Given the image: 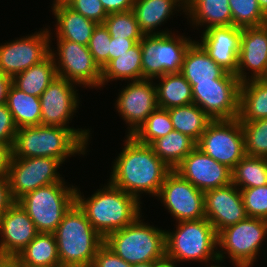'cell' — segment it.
<instances>
[{
    "label": "cell",
    "instance_id": "55",
    "mask_svg": "<svg viewBox=\"0 0 267 267\" xmlns=\"http://www.w3.org/2000/svg\"><path fill=\"white\" fill-rule=\"evenodd\" d=\"M221 262L220 261H218V262H216V263H214V264H211V265H207V266H205V267H227V266H221V264H220Z\"/></svg>",
    "mask_w": 267,
    "mask_h": 267
},
{
    "label": "cell",
    "instance_id": "39",
    "mask_svg": "<svg viewBox=\"0 0 267 267\" xmlns=\"http://www.w3.org/2000/svg\"><path fill=\"white\" fill-rule=\"evenodd\" d=\"M241 125L246 155L267 158V118Z\"/></svg>",
    "mask_w": 267,
    "mask_h": 267
},
{
    "label": "cell",
    "instance_id": "11",
    "mask_svg": "<svg viewBox=\"0 0 267 267\" xmlns=\"http://www.w3.org/2000/svg\"><path fill=\"white\" fill-rule=\"evenodd\" d=\"M62 163L51 157H12L8 172L10 194L18 201L25 194L39 187L61 182L58 172Z\"/></svg>",
    "mask_w": 267,
    "mask_h": 267
},
{
    "label": "cell",
    "instance_id": "35",
    "mask_svg": "<svg viewBox=\"0 0 267 267\" xmlns=\"http://www.w3.org/2000/svg\"><path fill=\"white\" fill-rule=\"evenodd\" d=\"M231 174L232 184L239 189L267 185V158L245 155Z\"/></svg>",
    "mask_w": 267,
    "mask_h": 267
},
{
    "label": "cell",
    "instance_id": "18",
    "mask_svg": "<svg viewBox=\"0 0 267 267\" xmlns=\"http://www.w3.org/2000/svg\"><path fill=\"white\" fill-rule=\"evenodd\" d=\"M37 234L25 209L14 201L0 216V258H15Z\"/></svg>",
    "mask_w": 267,
    "mask_h": 267
},
{
    "label": "cell",
    "instance_id": "9",
    "mask_svg": "<svg viewBox=\"0 0 267 267\" xmlns=\"http://www.w3.org/2000/svg\"><path fill=\"white\" fill-rule=\"evenodd\" d=\"M56 41V45L50 43L49 53L53 57L57 77L66 79L85 89H101V69L95 63L88 46L68 40ZM51 46L57 47L52 48Z\"/></svg>",
    "mask_w": 267,
    "mask_h": 267
},
{
    "label": "cell",
    "instance_id": "52",
    "mask_svg": "<svg viewBox=\"0 0 267 267\" xmlns=\"http://www.w3.org/2000/svg\"><path fill=\"white\" fill-rule=\"evenodd\" d=\"M0 267H23L14 258H0Z\"/></svg>",
    "mask_w": 267,
    "mask_h": 267
},
{
    "label": "cell",
    "instance_id": "5",
    "mask_svg": "<svg viewBox=\"0 0 267 267\" xmlns=\"http://www.w3.org/2000/svg\"><path fill=\"white\" fill-rule=\"evenodd\" d=\"M175 223L173 231L165 229L168 258L179 263L200 262L206 266L219 261L217 232L207 218Z\"/></svg>",
    "mask_w": 267,
    "mask_h": 267
},
{
    "label": "cell",
    "instance_id": "45",
    "mask_svg": "<svg viewBox=\"0 0 267 267\" xmlns=\"http://www.w3.org/2000/svg\"><path fill=\"white\" fill-rule=\"evenodd\" d=\"M91 267H133L121 259L105 243L97 250Z\"/></svg>",
    "mask_w": 267,
    "mask_h": 267
},
{
    "label": "cell",
    "instance_id": "20",
    "mask_svg": "<svg viewBox=\"0 0 267 267\" xmlns=\"http://www.w3.org/2000/svg\"><path fill=\"white\" fill-rule=\"evenodd\" d=\"M266 74L267 25L243 28L236 71L237 78L242 83L252 79H263Z\"/></svg>",
    "mask_w": 267,
    "mask_h": 267
},
{
    "label": "cell",
    "instance_id": "17",
    "mask_svg": "<svg viewBox=\"0 0 267 267\" xmlns=\"http://www.w3.org/2000/svg\"><path fill=\"white\" fill-rule=\"evenodd\" d=\"M197 189L205 192L232 183V170L196 147L174 169Z\"/></svg>",
    "mask_w": 267,
    "mask_h": 267
},
{
    "label": "cell",
    "instance_id": "28",
    "mask_svg": "<svg viewBox=\"0 0 267 267\" xmlns=\"http://www.w3.org/2000/svg\"><path fill=\"white\" fill-rule=\"evenodd\" d=\"M154 81L159 108L168 110L193 103L192 86L180 72L165 73Z\"/></svg>",
    "mask_w": 267,
    "mask_h": 267
},
{
    "label": "cell",
    "instance_id": "29",
    "mask_svg": "<svg viewBox=\"0 0 267 267\" xmlns=\"http://www.w3.org/2000/svg\"><path fill=\"white\" fill-rule=\"evenodd\" d=\"M141 46L137 42L118 58L110 60L101 70L102 87L114 81H136L142 79Z\"/></svg>",
    "mask_w": 267,
    "mask_h": 267
},
{
    "label": "cell",
    "instance_id": "13",
    "mask_svg": "<svg viewBox=\"0 0 267 267\" xmlns=\"http://www.w3.org/2000/svg\"><path fill=\"white\" fill-rule=\"evenodd\" d=\"M156 199L160 200L175 222L205 218L204 192L175 170L165 177Z\"/></svg>",
    "mask_w": 267,
    "mask_h": 267
},
{
    "label": "cell",
    "instance_id": "38",
    "mask_svg": "<svg viewBox=\"0 0 267 267\" xmlns=\"http://www.w3.org/2000/svg\"><path fill=\"white\" fill-rule=\"evenodd\" d=\"M111 38L133 39L140 42L144 36L133 10L108 14L104 21Z\"/></svg>",
    "mask_w": 267,
    "mask_h": 267
},
{
    "label": "cell",
    "instance_id": "8",
    "mask_svg": "<svg viewBox=\"0 0 267 267\" xmlns=\"http://www.w3.org/2000/svg\"><path fill=\"white\" fill-rule=\"evenodd\" d=\"M68 183L63 179L39 187L17 201L33 221L38 233H54L65 213L75 203L77 186Z\"/></svg>",
    "mask_w": 267,
    "mask_h": 267
},
{
    "label": "cell",
    "instance_id": "51",
    "mask_svg": "<svg viewBox=\"0 0 267 267\" xmlns=\"http://www.w3.org/2000/svg\"><path fill=\"white\" fill-rule=\"evenodd\" d=\"M177 261L168 258L165 256L164 258L157 260L154 262V267H177Z\"/></svg>",
    "mask_w": 267,
    "mask_h": 267
},
{
    "label": "cell",
    "instance_id": "21",
    "mask_svg": "<svg viewBox=\"0 0 267 267\" xmlns=\"http://www.w3.org/2000/svg\"><path fill=\"white\" fill-rule=\"evenodd\" d=\"M200 40H196L208 55L228 73L235 74L241 45L242 28L229 26L211 27L199 30Z\"/></svg>",
    "mask_w": 267,
    "mask_h": 267
},
{
    "label": "cell",
    "instance_id": "47",
    "mask_svg": "<svg viewBox=\"0 0 267 267\" xmlns=\"http://www.w3.org/2000/svg\"><path fill=\"white\" fill-rule=\"evenodd\" d=\"M107 14L125 12L133 9L135 0H100Z\"/></svg>",
    "mask_w": 267,
    "mask_h": 267
},
{
    "label": "cell",
    "instance_id": "36",
    "mask_svg": "<svg viewBox=\"0 0 267 267\" xmlns=\"http://www.w3.org/2000/svg\"><path fill=\"white\" fill-rule=\"evenodd\" d=\"M174 130L167 109L157 107L132 135L139 143L150 145L153 141L168 135Z\"/></svg>",
    "mask_w": 267,
    "mask_h": 267
},
{
    "label": "cell",
    "instance_id": "48",
    "mask_svg": "<svg viewBox=\"0 0 267 267\" xmlns=\"http://www.w3.org/2000/svg\"><path fill=\"white\" fill-rule=\"evenodd\" d=\"M8 176L0 177V216L9 208L13 203Z\"/></svg>",
    "mask_w": 267,
    "mask_h": 267
},
{
    "label": "cell",
    "instance_id": "54",
    "mask_svg": "<svg viewBox=\"0 0 267 267\" xmlns=\"http://www.w3.org/2000/svg\"><path fill=\"white\" fill-rule=\"evenodd\" d=\"M133 267H154V262L144 263V264H135Z\"/></svg>",
    "mask_w": 267,
    "mask_h": 267
},
{
    "label": "cell",
    "instance_id": "40",
    "mask_svg": "<svg viewBox=\"0 0 267 267\" xmlns=\"http://www.w3.org/2000/svg\"><path fill=\"white\" fill-rule=\"evenodd\" d=\"M142 79L154 80L165 74L157 61L155 51L157 48V35H144L140 41Z\"/></svg>",
    "mask_w": 267,
    "mask_h": 267
},
{
    "label": "cell",
    "instance_id": "43",
    "mask_svg": "<svg viewBox=\"0 0 267 267\" xmlns=\"http://www.w3.org/2000/svg\"><path fill=\"white\" fill-rule=\"evenodd\" d=\"M70 8L97 24H103L107 12L100 0H63Z\"/></svg>",
    "mask_w": 267,
    "mask_h": 267
},
{
    "label": "cell",
    "instance_id": "42",
    "mask_svg": "<svg viewBox=\"0 0 267 267\" xmlns=\"http://www.w3.org/2000/svg\"><path fill=\"white\" fill-rule=\"evenodd\" d=\"M110 42L111 36L107 27L104 23L97 24L90 38L88 49L101 70L109 62Z\"/></svg>",
    "mask_w": 267,
    "mask_h": 267
},
{
    "label": "cell",
    "instance_id": "53",
    "mask_svg": "<svg viewBox=\"0 0 267 267\" xmlns=\"http://www.w3.org/2000/svg\"><path fill=\"white\" fill-rule=\"evenodd\" d=\"M262 12L267 16V0H257Z\"/></svg>",
    "mask_w": 267,
    "mask_h": 267
},
{
    "label": "cell",
    "instance_id": "30",
    "mask_svg": "<svg viewBox=\"0 0 267 267\" xmlns=\"http://www.w3.org/2000/svg\"><path fill=\"white\" fill-rule=\"evenodd\" d=\"M56 78V66L53 57L49 54L40 63L16 74L12 78V84L28 95L40 97Z\"/></svg>",
    "mask_w": 267,
    "mask_h": 267
},
{
    "label": "cell",
    "instance_id": "50",
    "mask_svg": "<svg viewBox=\"0 0 267 267\" xmlns=\"http://www.w3.org/2000/svg\"><path fill=\"white\" fill-rule=\"evenodd\" d=\"M12 85V78L0 72V105L5 104L7 94Z\"/></svg>",
    "mask_w": 267,
    "mask_h": 267
},
{
    "label": "cell",
    "instance_id": "34",
    "mask_svg": "<svg viewBox=\"0 0 267 267\" xmlns=\"http://www.w3.org/2000/svg\"><path fill=\"white\" fill-rule=\"evenodd\" d=\"M174 130L190 136L196 142L212 119L196 104L168 109Z\"/></svg>",
    "mask_w": 267,
    "mask_h": 267
},
{
    "label": "cell",
    "instance_id": "37",
    "mask_svg": "<svg viewBox=\"0 0 267 267\" xmlns=\"http://www.w3.org/2000/svg\"><path fill=\"white\" fill-rule=\"evenodd\" d=\"M232 25L238 28L256 27L266 24L267 16L257 0H229Z\"/></svg>",
    "mask_w": 267,
    "mask_h": 267
},
{
    "label": "cell",
    "instance_id": "32",
    "mask_svg": "<svg viewBox=\"0 0 267 267\" xmlns=\"http://www.w3.org/2000/svg\"><path fill=\"white\" fill-rule=\"evenodd\" d=\"M6 105L17 128L41 125L39 97L28 95L12 84L7 94Z\"/></svg>",
    "mask_w": 267,
    "mask_h": 267
},
{
    "label": "cell",
    "instance_id": "27",
    "mask_svg": "<svg viewBox=\"0 0 267 267\" xmlns=\"http://www.w3.org/2000/svg\"><path fill=\"white\" fill-rule=\"evenodd\" d=\"M14 259L23 267L61 266L54 233H38Z\"/></svg>",
    "mask_w": 267,
    "mask_h": 267
},
{
    "label": "cell",
    "instance_id": "41",
    "mask_svg": "<svg viewBox=\"0 0 267 267\" xmlns=\"http://www.w3.org/2000/svg\"><path fill=\"white\" fill-rule=\"evenodd\" d=\"M240 191L247 216L267 220V185Z\"/></svg>",
    "mask_w": 267,
    "mask_h": 267
},
{
    "label": "cell",
    "instance_id": "14",
    "mask_svg": "<svg viewBox=\"0 0 267 267\" xmlns=\"http://www.w3.org/2000/svg\"><path fill=\"white\" fill-rule=\"evenodd\" d=\"M39 30L0 43V72L13 78L50 54L49 29L44 27Z\"/></svg>",
    "mask_w": 267,
    "mask_h": 267
},
{
    "label": "cell",
    "instance_id": "12",
    "mask_svg": "<svg viewBox=\"0 0 267 267\" xmlns=\"http://www.w3.org/2000/svg\"><path fill=\"white\" fill-rule=\"evenodd\" d=\"M240 84L231 73L215 82L191 84L193 103L212 120L238 118Z\"/></svg>",
    "mask_w": 267,
    "mask_h": 267
},
{
    "label": "cell",
    "instance_id": "33",
    "mask_svg": "<svg viewBox=\"0 0 267 267\" xmlns=\"http://www.w3.org/2000/svg\"><path fill=\"white\" fill-rule=\"evenodd\" d=\"M150 146L154 153L172 170L197 147L190 136L172 130L168 135L153 141Z\"/></svg>",
    "mask_w": 267,
    "mask_h": 267
},
{
    "label": "cell",
    "instance_id": "19",
    "mask_svg": "<svg viewBox=\"0 0 267 267\" xmlns=\"http://www.w3.org/2000/svg\"><path fill=\"white\" fill-rule=\"evenodd\" d=\"M204 205L205 218L211 222L217 233L248 217L241 191L232 183L205 191Z\"/></svg>",
    "mask_w": 267,
    "mask_h": 267
},
{
    "label": "cell",
    "instance_id": "56",
    "mask_svg": "<svg viewBox=\"0 0 267 267\" xmlns=\"http://www.w3.org/2000/svg\"><path fill=\"white\" fill-rule=\"evenodd\" d=\"M263 79L267 81V74L265 75V77Z\"/></svg>",
    "mask_w": 267,
    "mask_h": 267
},
{
    "label": "cell",
    "instance_id": "7",
    "mask_svg": "<svg viewBox=\"0 0 267 267\" xmlns=\"http://www.w3.org/2000/svg\"><path fill=\"white\" fill-rule=\"evenodd\" d=\"M266 239L267 220L247 217L217 233L218 260L222 264L229 258L234 267H253L260 252L266 257L262 248Z\"/></svg>",
    "mask_w": 267,
    "mask_h": 267
},
{
    "label": "cell",
    "instance_id": "46",
    "mask_svg": "<svg viewBox=\"0 0 267 267\" xmlns=\"http://www.w3.org/2000/svg\"><path fill=\"white\" fill-rule=\"evenodd\" d=\"M136 42L133 39L127 38H111L110 50H109V61L118 58V56L128 51L133 47Z\"/></svg>",
    "mask_w": 267,
    "mask_h": 267
},
{
    "label": "cell",
    "instance_id": "1",
    "mask_svg": "<svg viewBox=\"0 0 267 267\" xmlns=\"http://www.w3.org/2000/svg\"><path fill=\"white\" fill-rule=\"evenodd\" d=\"M124 137V147L112 161L107 180L140 202L144 194L156 198L172 169L154 153L150 145L139 143L133 136Z\"/></svg>",
    "mask_w": 267,
    "mask_h": 267
},
{
    "label": "cell",
    "instance_id": "31",
    "mask_svg": "<svg viewBox=\"0 0 267 267\" xmlns=\"http://www.w3.org/2000/svg\"><path fill=\"white\" fill-rule=\"evenodd\" d=\"M177 34V35H176ZM157 35L155 55L165 73H179L184 54L194 41L190 36L178 33Z\"/></svg>",
    "mask_w": 267,
    "mask_h": 267
},
{
    "label": "cell",
    "instance_id": "24",
    "mask_svg": "<svg viewBox=\"0 0 267 267\" xmlns=\"http://www.w3.org/2000/svg\"><path fill=\"white\" fill-rule=\"evenodd\" d=\"M180 73L190 84L215 82L229 73L219 66L196 41L187 48Z\"/></svg>",
    "mask_w": 267,
    "mask_h": 267
},
{
    "label": "cell",
    "instance_id": "25",
    "mask_svg": "<svg viewBox=\"0 0 267 267\" xmlns=\"http://www.w3.org/2000/svg\"><path fill=\"white\" fill-rule=\"evenodd\" d=\"M185 15L196 30L232 25L229 0H185Z\"/></svg>",
    "mask_w": 267,
    "mask_h": 267
},
{
    "label": "cell",
    "instance_id": "22",
    "mask_svg": "<svg viewBox=\"0 0 267 267\" xmlns=\"http://www.w3.org/2000/svg\"><path fill=\"white\" fill-rule=\"evenodd\" d=\"M51 12L55 18V32L49 29V40H68L88 46L97 23L70 8L64 1L52 2ZM54 35V36H52ZM54 37V38H52ZM56 37V38H55Z\"/></svg>",
    "mask_w": 267,
    "mask_h": 267
},
{
    "label": "cell",
    "instance_id": "26",
    "mask_svg": "<svg viewBox=\"0 0 267 267\" xmlns=\"http://www.w3.org/2000/svg\"><path fill=\"white\" fill-rule=\"evenodd\" d=\"M267 118V81L252 79L240 84L239 114L240 122H251Z\"/></svg>",
    "mask_w": 267,
    "mask_h": 267
},
{
    "label": "cell",
    "instance_id": "16",
    "mask_svg": "<svg viewBox=\"0 0 267 267\" xmlns=\"http://www.w3.org/2000/svg\"><path fill=\"white\" fill-rule=\"evenodd\" d=\"M77 84L66 79L57 77L41 94V125L64 128L76 116L80 108V93ZM78 91V92H77Z\"/></svg>",
    "mask_w": 267,
    "mask_h": 267
},
{
    "label": "cell",
    "instance_id": "3",
    "mask_svg": "<svg viewBox=\"0 0 267 267\" xmlns=\"http://www.w3.org/2000/svg\"><path fill=\"white\" fill-rule=\"evenodd\" d=\"M85 198L78 186L75 202L93 228L105 239L110 233L133 223L142 213V202L109 181Z\"/></svg>",
    "mask_w": 267,
    "mask_h": 267
},
{
    "label": "cell",
    "instance_id": "2",
    "mask_svg": "<svg viewBox=\"0 0 267 267\" xmlns=\"http://www.w3.org/2000/svg\"><path fill=\"white\" fill-rule=\"evenodd\" d=\"M91 132L89 128L21 127L16 132L12 157H51L63 164L70 157H82L88 152Z\"/></svg>",
    "mask_w": 267,
    "mask_h": 267
},
{
    "label": "cell",
    "instance_id": "6",
    "mask_svg": "<svg viewBox=\"0 0 267 267\" xmlns=\"http://www.w3.org/2000/svg\"><path fill=\"white\" fill-rule=\"evenodd\" d=\"M142 218L141 214L133 223L110 233L104 242L132 265L155 262L166 256L165 230L145 223Z\"/></svg>",
    "mask_w": 267,
    "mask_h": 267
},
{
    "label": "cell",
    "instance_id": "44",
    "mask_svg": "<svg viewBox=\"0 0 267 267\" xmlns=\"http://www.w3.org/2000/svg\"><path fill=\"white\" fill-rule=\"evenodd\" d=\"M17 130L6 103L0 105V143L13 145Z\"/></svg>",
    "mask_w": 267,
    "mask_h": 267
},
{
    "label": "cell",
    "instance_id": "10",
    "mask_svg": "<svg viewBox=\"0 0 267 267\" xmlns=\"http://www.w3.org/2000/svg\"><path fill=\"white\" fill-rule=\"evenodd\" d=\"M197 147L232 170L246 155L241 122L238 118L212 120Z\"/></svg>",
    "mask_w": 267,
    "mask_h": 267
},
{
    "label": "cell",
    "instance_id": "49",
    "mask_svg": "<svg viewBox=\"0 0 267 267\" xmlns=\"http://www.w3.org/2000/svg\"><path fill=\"white\" fill-rule=\"evenodd\" d=\"M13 145L0 143V177L8 176L10 162L13 156Z\"/></svg>",
    "mask_w": 267,
    "mask_h": 267
},
{
    "label": "cell",
    "instance_id": "15",
    "mask_svg": "<svg viewBox=\"0 0 267 267\" xmlns=\"http://www.w3.org/2000/svg\"><path fill=\"white\" fill-rule=\"evenodd\" d=\"M123 86L114 105L119 117L128 126L125 134L132 136L158 107L156 86L151 79L130 81Z\"/></svg>",
    "mask_w": 267,
    "mask_h": 267
},
{
    "label": "cell",
    "instance_id": "23",
    "mask_svg": "<svg viewBox=\"0 0 267 267\" xmlns=\"http://www.w3.org/2000/svg\"><path fill=\"white\" fill-rule=\"evenodd\" d=\"M132 10L144 35L171 34L174 30L158 27L180 11L185 15V0H135Z\"/></svg>",
    "mask_w": 267,
    "mask_h": 267
},
{
    "label": "cell",
    "instance_id": "4",
    "mask_svg": "<svg viewBox=\"0 0 267 267\" xmlns=\"http://www.w3.org/2000/svg\"><path fill=\"white\" fill-rule=\"evenodd\" d=\"M54 235L61 267H91L97 250L105 242L76 202L65 213Z\"/></svg>",
    "mask_w": 267,
    "mask_h": 267
}]
</instances>
